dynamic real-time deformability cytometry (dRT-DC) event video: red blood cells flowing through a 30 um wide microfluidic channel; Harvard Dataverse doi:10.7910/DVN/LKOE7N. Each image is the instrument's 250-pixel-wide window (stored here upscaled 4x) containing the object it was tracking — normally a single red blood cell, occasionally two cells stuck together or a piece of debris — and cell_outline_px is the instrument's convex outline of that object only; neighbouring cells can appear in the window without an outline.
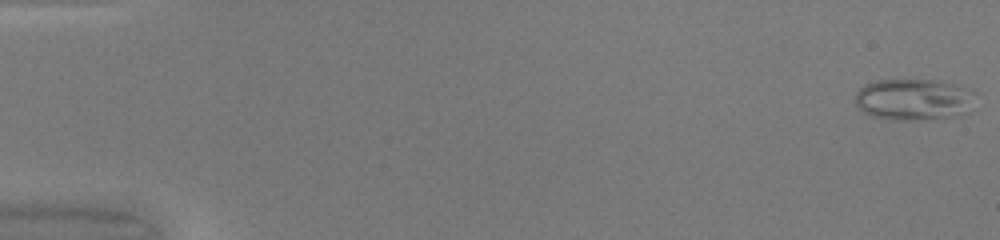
{"species": "common noctule bat (a hibernating species)", "species_latin": "Nyctalus noctula", "temperature_condition": "warm", "stored_images_in_passage": 49, "camera_frame_rate_fps": 3000, "um_per_image_px": 0.085, "animal": {"sex": "female", "body_mass_g": 20.0, "forearm_length_mm": 54.0}, "frame": {"image": 1, "passage_image": 1, "time_ms": 0.0, "image_size_px": [1000, 240], "cell_outline_px": [[976, 92], [968, 112], [960, 116], [924, 120], [892, 120], [872, 116], [864, 112], [856, 104], [856, 92], [864, 84], [876, 80], [940, 80], [956, 84]], "centroid_in_image_um": [77.69, 8.46], "position_along_channel_um": 7.3, "area_um2": 29.42}}
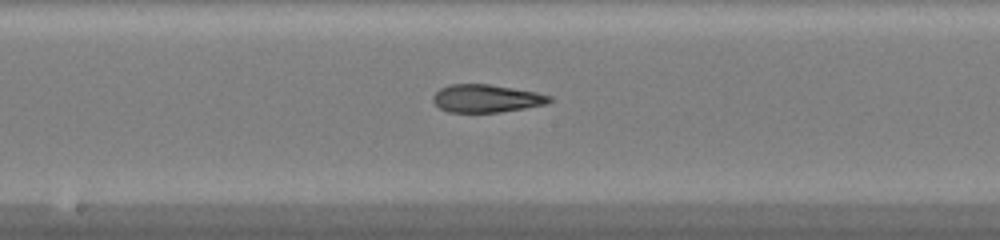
{"frame": {"image": 2, "passage_image": 27, "time_ms": 8.667, "image_size_px": [1000, 240], "cell_outline_px": [[552, 100], [548, 104], [500, 112], [448, 112], [440, 108], [432, 100], [432, 96], [440, 88], [448, 84], [488, 84], [536, 92], [552, 96]], "centroid_in_image_um": [41.33, 8.36], "position_along_channel_um": 206.9, "area_um2": 18.9}}
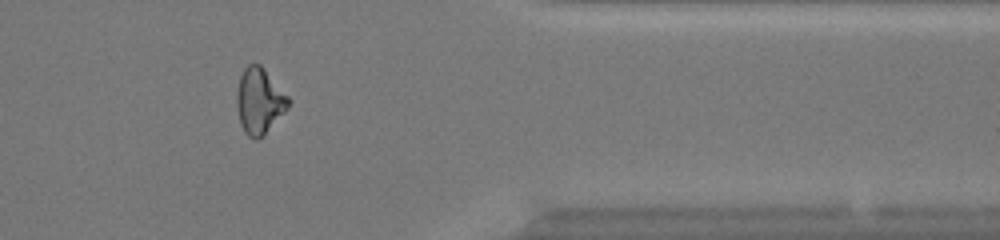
{"frame": {"image": 3, "passage_image": 41, "time_ms": 13.333, "image_size_px": [1000, 240], "cell_outline_px": [[292, 100], [288, 108], [256, 140], [248, 136], [244, 132], [240, 124], [236, 104], [236, 92], [240, 76], [244, 68], [248, 64], [260, 64], [264, 68]], "centroid_in_image_um": [22.03, 8.55], "position_along_channel_um": 389.4, "area_um2": 19.65}, "authors_computed_cell_mechanics": {"area_um2": 21.097, "velocity_mm_per_s": 4.2461, "shape_relaxation_time_tau1_ms": null, "shape_relaxation_time_tau2_ms": 1.9554, "deformation_change_tau1": null, "deformation_change_tau2": 0.0909}}